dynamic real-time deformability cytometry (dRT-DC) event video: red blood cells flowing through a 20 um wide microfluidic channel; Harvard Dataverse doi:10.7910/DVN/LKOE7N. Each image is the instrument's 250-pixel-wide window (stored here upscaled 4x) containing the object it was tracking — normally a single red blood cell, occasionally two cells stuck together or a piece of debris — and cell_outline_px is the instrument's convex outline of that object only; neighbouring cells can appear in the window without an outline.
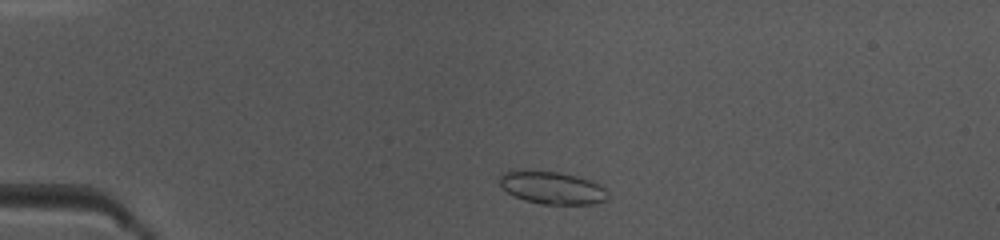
{"species": "common noctule bat (a hibernating species)", "species_latin": "Nyctalus noctula", "temperature_condition": "warm", "stored_images_in_passage": 44, "camera_frame_rate_fps": 3000, "um_per_image_px": 0.085, "animal": {"sex": "female", "body_mass_g": 10.0, "forearm_length_mm": 53.1}, "frame": {"image": 1, "passage_image": 6, "time_ms": 1.667, "image_size_px": [1000, 240], "cell_outline_px": [[608, 200], [596, 204], [540, 204], [524, 200], [508, 192], [500, 184], [500, 176], [504, 172], [560, 172], [576, 176], [600, 184], [608, 192]], "centroid_in_image_um": [47.02, 16.0], "position_along_channel_um": 38.0, "area_um2": 20.11}}
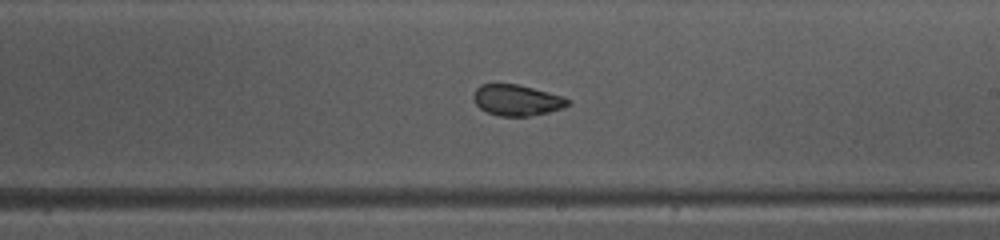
{"frame": {"image": 2, "passage_image": 24, "time_ms": 7.667, "image_size_px": [1000, 240], "cell_outline_px": [[572, 104], [564, 108], [548, 112], [528, 116], [500, 116], [488, 112], [480, 108], [476, 104], [472, 96], [476, 88], [480, 84], [516, 84], [564, 96]], "centroid_in_image_um": [43.94, 8.51], "position_along_channel_um": 245.1, "area_um2": 16.99}}
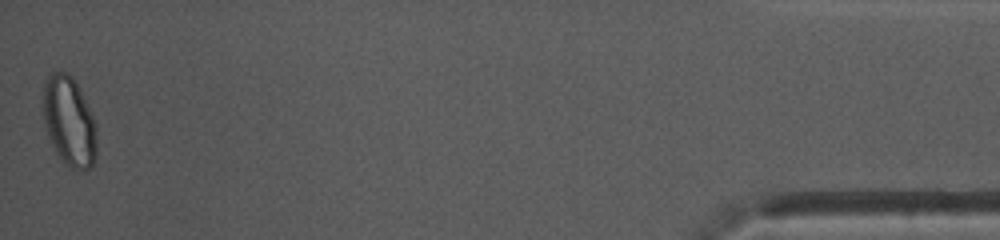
{"frame": {"image": 3, "passage_image": 44, "time_ms": 14.333, "image_size_px": [1000, 240], "cell_outline_px": [[96, 156], [92, 164], [88, 168], [72, 168], [56, 152], [48, 136], [44, 120], [44, 80], [52, 72], [68, 72], [72, 76], [80, 88], [96, 124]], "centroid_in_image_um": [5.89, 10.26], "position_along_channel_um": 429.3, "area_um2": 27.51}, "authors_computed_cell_mechanics": {"area_um2": 18.3804, "velocity_mm_per_s": 4.0247, "shape_relaxation_time_tau1_ms": null, "shape_relaxation_time_tau2_ms": 1.68, "deformation_change_tau1": null, "deformation_change_tau2": 0.0442}}